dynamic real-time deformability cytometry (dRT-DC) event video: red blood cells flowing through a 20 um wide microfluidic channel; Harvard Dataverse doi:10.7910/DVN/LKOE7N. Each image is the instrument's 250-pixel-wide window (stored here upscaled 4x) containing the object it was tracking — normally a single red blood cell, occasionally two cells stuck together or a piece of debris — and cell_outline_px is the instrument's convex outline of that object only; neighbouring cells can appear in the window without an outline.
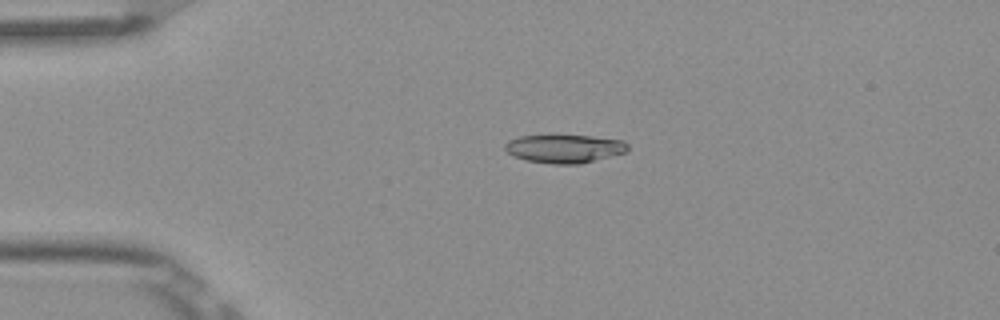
{"species": "Egyptian fruit bat (a non-hibernating species)", "species_latin": "Rousettus aegyptiacus", "temperature_condition": "room temperature", "stored_images_in_passage": 5, "camera_frame_rate_fps": 3000, "um_per_image_px": 0.085, "frame": {"image": 1, "passage_image": 4, "time_ms": 1.0, "image_size_px": [1000, 320], "cell_outline_px": [[628, 148], [624, 152], [580, 164], [552, 164], [528, 160], [512, 156], [504, 148], [504, 144], [508, 140], [520, 136], [592, 136], [624, 140], [628, 144]], "centroid_in_image_um": [47.96, 12.63], "position_along_channel_um": 37.0, "area_um2": 20.06}}